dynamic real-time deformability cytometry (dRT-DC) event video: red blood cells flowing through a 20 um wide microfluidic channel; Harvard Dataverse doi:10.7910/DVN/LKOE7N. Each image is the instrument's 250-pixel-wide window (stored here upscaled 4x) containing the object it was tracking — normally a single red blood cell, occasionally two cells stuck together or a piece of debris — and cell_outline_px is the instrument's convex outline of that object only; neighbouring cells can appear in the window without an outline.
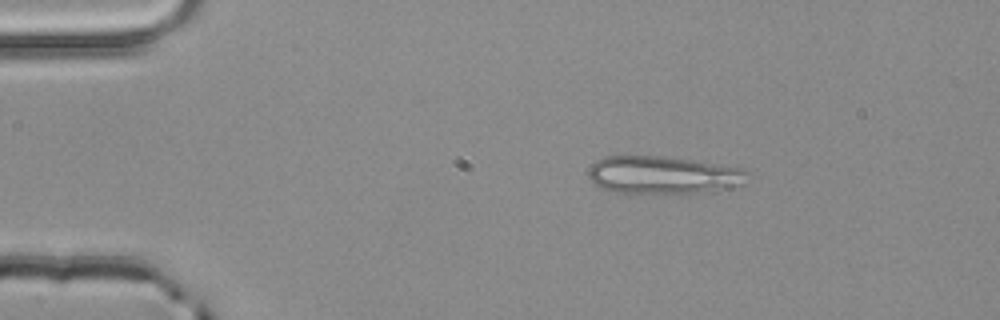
{"species": "common noctule bat (a hibernating species)", "species_latin": "Nyctalus noctula", "temperature_condition": "room temperature", "stored_images_in_passage": 2, "camera_frame_rate_fps": 3000, "um_per_image_px": 0.085, "animal": {"sex": "male", "body_mass_g": 20.4}, "frame": {"image": 1, "passage_image": 1, "time_ms": 0.0, "image_size_px": [1000, 320], "cell_outline_px": [[748, 172], [728, 184], [712, 192], [688, 196], [616, 192], [600, 188], [588, 176], [588, 168], [596, 160], [604, 156], [664, 156], [696, 160], [744, 168]], "centroid_in_image_um": [56.21, 14.89], "position_along_channel_um": 28.8, "area_um2": 35.2}}